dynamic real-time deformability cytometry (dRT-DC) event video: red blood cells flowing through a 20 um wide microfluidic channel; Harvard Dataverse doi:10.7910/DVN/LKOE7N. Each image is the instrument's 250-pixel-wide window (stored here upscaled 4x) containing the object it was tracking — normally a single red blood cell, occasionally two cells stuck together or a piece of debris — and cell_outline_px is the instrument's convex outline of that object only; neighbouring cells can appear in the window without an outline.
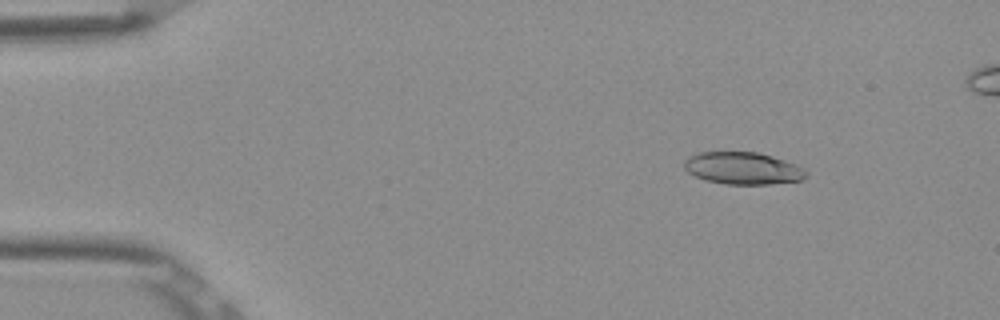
{"species": "Egyptian fruit bat (a non-hibernating species)", "species_latin": "Rousettus aegyptiacus", "temperature_condition": "room temperature", "stored_images_in_passage": 7, "camera_frame_rate_fps": 3000, "um_per_image_px": 0.085, "frame": {"image": 1, "passage_image": 2, "time_ms": 0.333, "image_size_px": [1000, 320], "cell_outline_px": [[808, 176], [800, 180], [768, 184], [724, 184], [704, 180], [688, 172], [684, 168], [684, 160], [688, 156], [700, 152], [756, 152], [772, 156], [796, 164], [804, 168], [808, 172]], "centroid_in_image_um": [63.14, 14.3], "position_along_channel_um": 21.9, "area_um2": 22.95}}
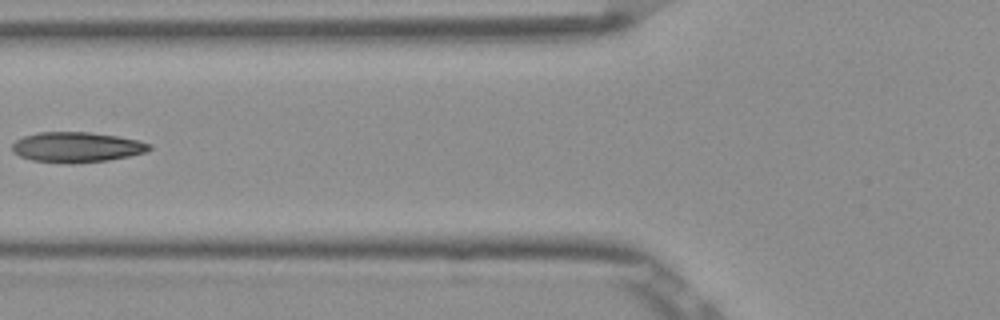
{"frame": {"image": 2, "passage_image": 6, "time_ms": 1.667, "image_size_px": [1000, 320], "cell_outline_px": [[152, 148], [144, 152], [128, 156], [108, 160], [68, 164], [32, 160], [20, 156], [12, 152], [12, 144], [16, 140], [24, 136], [40, 132], [88, 132], [116, 136], [140, 140], [152, 144]], "centroid_in_image_um": [6.51, 12.51], "position_along_channel_um": 119.3, "area_um2": 24.16}}
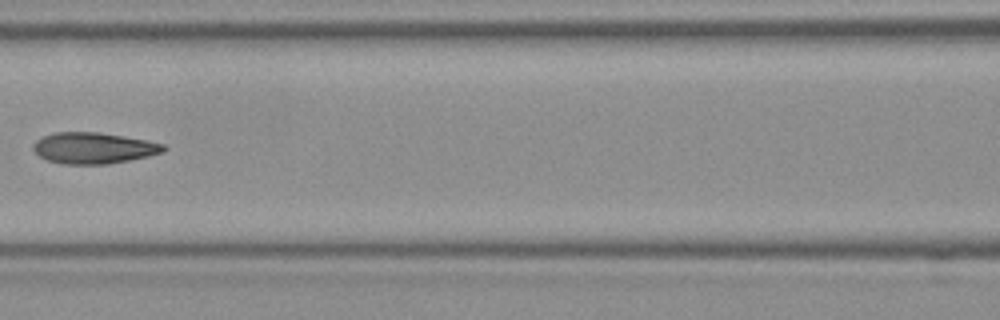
{"frame": {"image": 3, "passage_image": 7, "time_ms": 2.0, "image_size_px": [1000, 320], "cell_outline_px": [[168, 148], [164, 152], [148, 156], [108, 164], [60, 164], [48, 160], [40, 156], [32, 148], [32, 144], [36, 140], [44, 136], [56, 132], [100, 132], [148, 140], [164, 144]], "centroid_in_image_um": [7.97, 12.58], "position_along_channel_um": 158.6, "area_um2": 23.76}}